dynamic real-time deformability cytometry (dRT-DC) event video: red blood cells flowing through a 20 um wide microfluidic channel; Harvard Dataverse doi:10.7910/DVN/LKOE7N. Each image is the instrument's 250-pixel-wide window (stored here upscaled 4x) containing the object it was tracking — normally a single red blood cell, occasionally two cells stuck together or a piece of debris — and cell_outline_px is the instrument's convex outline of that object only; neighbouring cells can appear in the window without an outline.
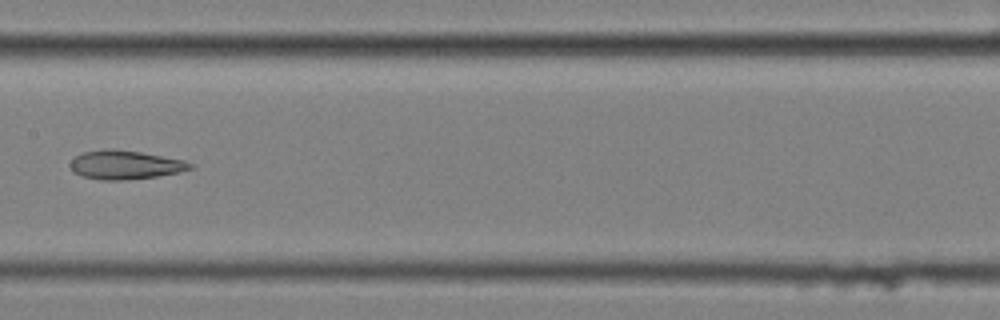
{"species": "common noctule bat (a hibernating species)", "species_latin": "Nyctalus noctula", "temperature_condition": "cold", "stored_images_in_passage": 13, "camera_frame_rate_fps": 3000, "um_per_image_px": 0.085, "animal": {"sex": "female", "body_mass_g": 25.1}, "frame": {"image": 1, "passage_image": 8, "time_ms": 2.333, "image_size_px": [1000, 320], "cell_outline_px": [[196, 168], [180, 172], [156, 176], [124, 180], [100, 180], [84, 176], [72, 172], [68, 164], [76, 156], [84, 152], [104, 148], [116, 148], [140, 152], [184, 160], [196, 164]], "centroid_in_image_um": [10.66, 14.0], "position_along_channel_um": 196.7, "area_um2": 20.4}}
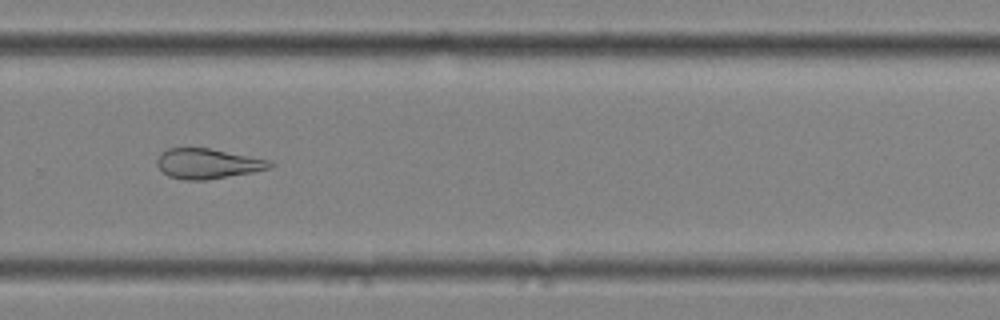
{"frame": {"image": 2, "passage_image": 11, "time_ms": 3.333, "image_size_px": [1000, 320], "cell_outline_px": [[276, 164], [268, 168], [252, 172], [208, 180], [184, 180], [168, 176], [156, 164], [156, 160], [160, 152], [168, 148], [208, 148], [268, 160]], "centroid_in_image_um": [17.6, 13.91], "position_along_channel_um": 312.2, "area_um2": 19.65}}
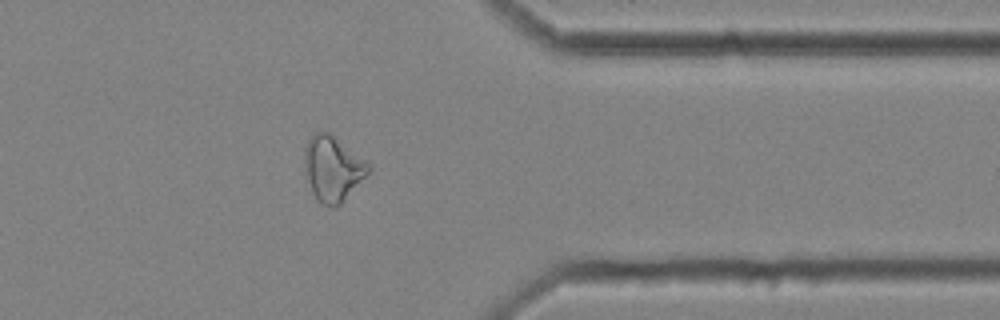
{"frame": {"image": 3, "passage_image": 13, "time_ms": 4.0, "image_size_px": [1000, 320], "cell_outline_px": [[372, 168], [344, 200], [336, 208], [320, 204], [316, 200], [304, 176], [304, 148], [308, 140], [316, 132], [328, 132], [364, 160]], "centroid_in_image_um": [28.22, 14.37], "position_along_channel_um": 383.2, "area_um2": 24.04}}